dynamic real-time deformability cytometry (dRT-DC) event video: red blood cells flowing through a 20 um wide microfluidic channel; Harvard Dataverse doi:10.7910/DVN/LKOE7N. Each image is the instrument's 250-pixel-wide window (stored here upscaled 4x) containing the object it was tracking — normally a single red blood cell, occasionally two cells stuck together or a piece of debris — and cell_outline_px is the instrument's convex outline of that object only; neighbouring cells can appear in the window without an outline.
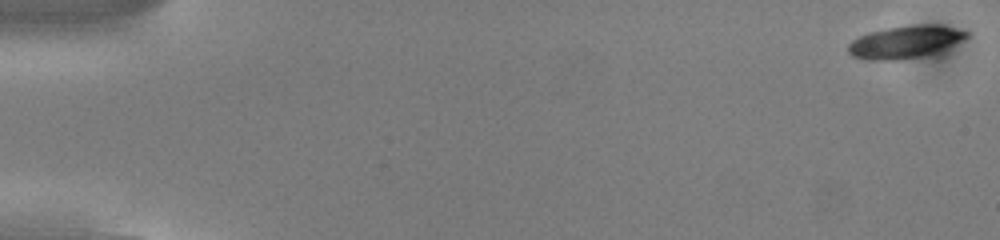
{"species": "common noctule bat (a hibernating species)", "species_latin": "Nyctalus noctula", "temperature_condition": "cold", "stored_images_in_passage": 3, "camera_frame_rate_fps": 3000, "um_per_image_px": 0.085, "animal": {"sex": "male", "body_mass_g": 13.0, "forearm_length_mm": 53.1}, "frame": {"image": 1, "passage_image": 1, "time_ms": 0.0, "image_size_px": [1000, 240], "cell_outline_px": [[968, 36], [964, 40], [936, 52], [924, 56], [900, 60], [864, 60], [852, 56], [848, 52], [848, 44], [852, 40], [868, 32], [888, 28], [912, 24], [936, 24], [968, 32]], "centroid_in_image_um": [76.9, 3.57], "position_along_channel_um": 8.1, "area_um2": 22.48}}